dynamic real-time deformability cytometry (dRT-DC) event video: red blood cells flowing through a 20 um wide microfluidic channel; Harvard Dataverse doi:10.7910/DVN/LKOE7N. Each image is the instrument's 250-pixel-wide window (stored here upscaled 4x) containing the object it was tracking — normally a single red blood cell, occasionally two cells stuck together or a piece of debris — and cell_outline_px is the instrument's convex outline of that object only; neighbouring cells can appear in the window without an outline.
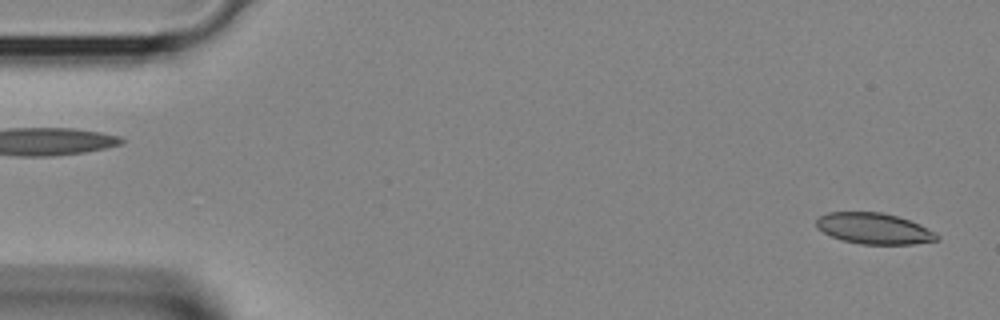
{"species": "Egyptian fruit bat (a non-hibernating species)", "species_latin": "Rousettus aegyptiacus", "temperature_condition": "room temperature", "stored_images_in_passage": 37, "camera_frame_rate_fps": 3000, "um_per_image_px": 0.085, "animal": {"sex": "female"}, "frame": {"image": 1, "passage_image": 1, "time_ms": 0.0, "image_size_px": [1000, 320], "cell_outline_px": [[940, 240], [912, 244], [860, 244], [844, 240], [832, 236], [816, 228], [816, 220], [820, 216], [828, 212], [880, 212], [896, 216], [920, 224], [936, 232], [940, 236]], "centroid_in_image_um": [74.32, 19.43], "position_along_channel_um": 10.7, "area_um2": 21.73}}
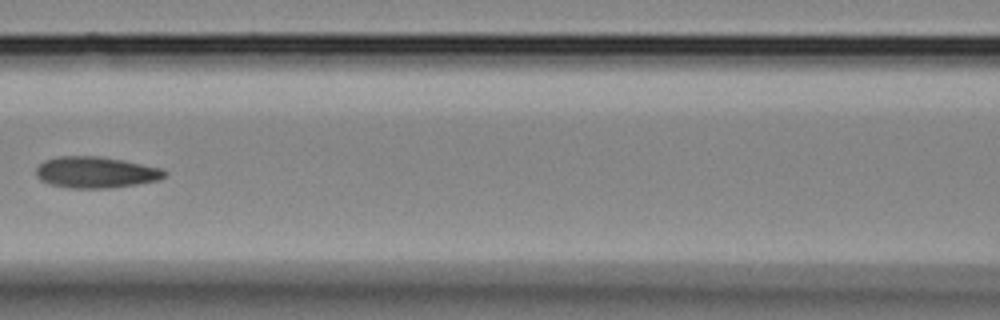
{"frame": {"image": 2, "passage_image": 16, "time_ms": 5.0, "image_size_px": [1000, 320], "cell_outline_px": [[168, 176], [160, 180], [136, 184], [108, 188], [72, 188], [52, 184], [40, 180], [36, 176], [36, 168], [44, 160], [60, 156], [100, 156], [124, 160], [160, 168], [168, 172]], "centroid_in_image_um": [8.17, 14.64], "position_along_channel_um": 158.4, "area_um2": 23.47}}
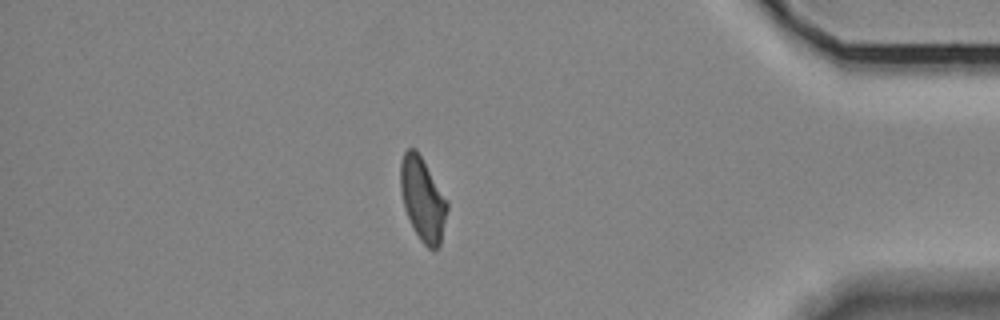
{"frame": {"image": 3, "passage_image": 32, "time_ms": 10.333, "image_size_px": [1000, 320], "cell_outline_px": [[448, 208], [440, 244], [436, 248], [428, 248], [420, 240], [404, 208], [400, 192], [400, 164], [404, 152], [408, 148], [416, 148], [448, 200]], "centroid_in_image_um": [35.92, 16.89], "position_along_channel_um": 399.3, "area_um2": 22.6}}